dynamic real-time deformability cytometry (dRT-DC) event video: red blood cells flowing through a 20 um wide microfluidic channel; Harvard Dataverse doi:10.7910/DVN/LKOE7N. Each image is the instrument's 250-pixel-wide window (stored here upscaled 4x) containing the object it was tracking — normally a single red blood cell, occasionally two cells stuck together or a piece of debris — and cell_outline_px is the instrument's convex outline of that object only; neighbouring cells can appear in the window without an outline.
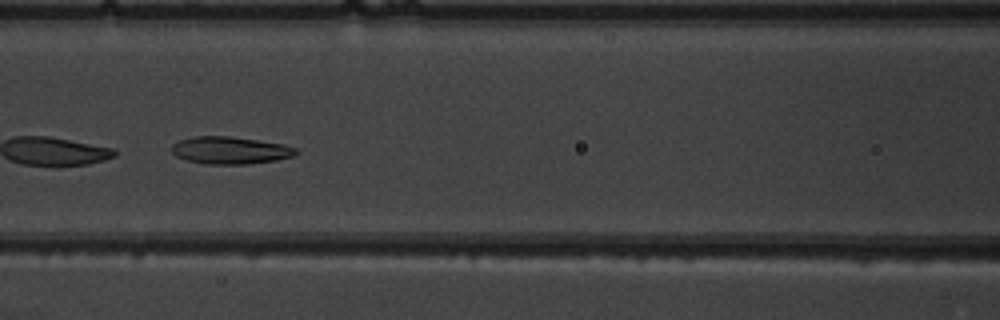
{"species": "common noctule bat (a hibernating species)", "species_latin": "Nyctalus noctula", "temperature_condition": "warm", "stored_images_in_passage": 9, "camera_frame_rate_fps": 3000, "um_per_image_px": 0.085, "animal": {"sex": "male", "body_mass_g": 19.5, "forearm_length_mm": 54.6}, "frame": {"image": 1, "passage_image": 7, "time_ms": 7.0, "image_size_px": [1000, 320], "cell_outline_px": [[300, 152], [296, 156], [276, 160], [248, 164], [208, 164], [188, 160], [176, 156], [172, 152], [172, 144], [180, 140], [196, 136], [232, 136], [284, 144], [296, 148]], "centroid_in_image_um": [19.62, 12.77], "position_along_channel_um": 147.0, "area_um2": 19.88}}
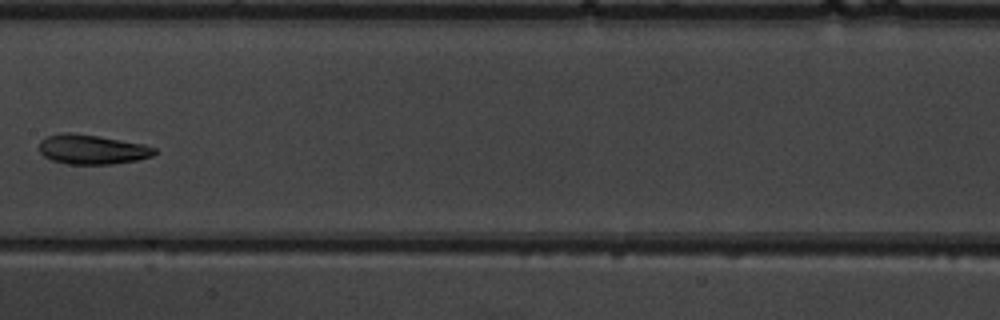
{"frame": {"image": 2, "passage_image": 8, "time_ms": 8.333, "image_size_px": [1000, 320], "cell_outline_px": [[156, 152], [152, 156], [136, 160], [112, 164], [68, 164], [52, 160], [44, 156], [40, 152], [40, 140], [48, 136], [64, 132], [68, 132], [100, 136], [144, 144], [156, 148]], "centroid_in_image_um": [7.83, 12.7], "position_along_channel_um": 199.6, "area_um2": 19.83}}
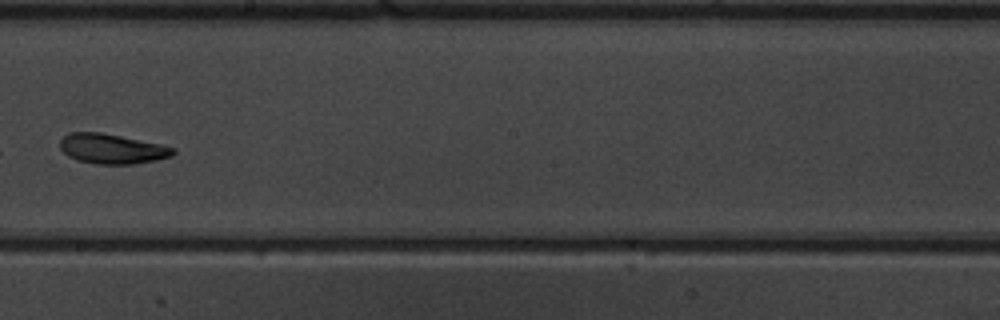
{"frame": {"image": 3, "passage_image": 9, "time_ms": 9.333, "image_size_px": [1000, 320], "cell_outline_px": [[176, 152], [172, 156], [156, 160], [132, 164], [96, 164], [76, 160], [68, 156], [60, 148], [60, 140], [68, 132], [100, 132], [160, 144], [176, 148]], "centroid_in_image_um": [9.51, 12.65], "position_along_channel_um": 238.7, "area_um2": 19.71}}